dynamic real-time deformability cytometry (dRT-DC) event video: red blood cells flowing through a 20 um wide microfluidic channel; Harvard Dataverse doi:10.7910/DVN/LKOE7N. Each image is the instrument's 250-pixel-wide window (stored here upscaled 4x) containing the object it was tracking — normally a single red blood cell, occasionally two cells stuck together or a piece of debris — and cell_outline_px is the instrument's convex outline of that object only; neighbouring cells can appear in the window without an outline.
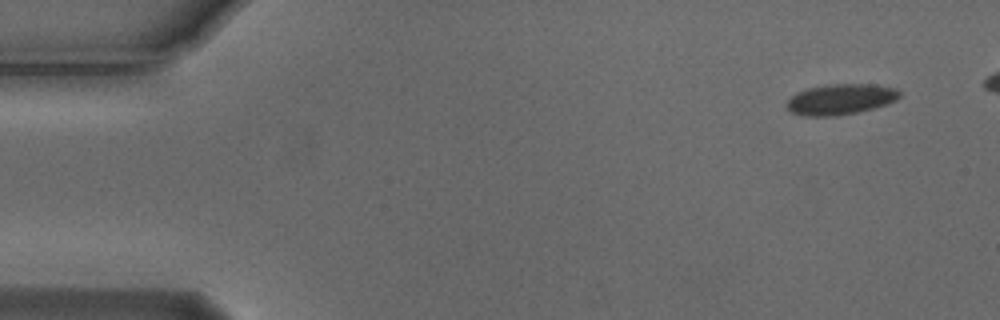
{"species": "Egyptian fruit bat (a non-hibernating species)", "species_latin": "Rousettus aegyptiacus", "temperature_condition": "cold", "stored_images_in_passage": 5, "camera_frame_rate_fps": 3000, "um_per_image_px": 0.085, "animal": {"sex": "male"}, "frame": {"image": 1, "passage_image": 1, "time_ms": 0.0, "image_size_px": [1000, 320], "cell_outline_px": [[900, 96], [896, 100], [888, 104], [856, 112], [836, 116], [804, 116], [792, 112], [784, 104], [796, 92], [808, 88], [832, 84], [872, 84], [896, 88], [900, 92]], "centroid_in_image_um": [71.44, 8.44], "position_along_channel_um": 13.6, "area_um2": 20.11}}